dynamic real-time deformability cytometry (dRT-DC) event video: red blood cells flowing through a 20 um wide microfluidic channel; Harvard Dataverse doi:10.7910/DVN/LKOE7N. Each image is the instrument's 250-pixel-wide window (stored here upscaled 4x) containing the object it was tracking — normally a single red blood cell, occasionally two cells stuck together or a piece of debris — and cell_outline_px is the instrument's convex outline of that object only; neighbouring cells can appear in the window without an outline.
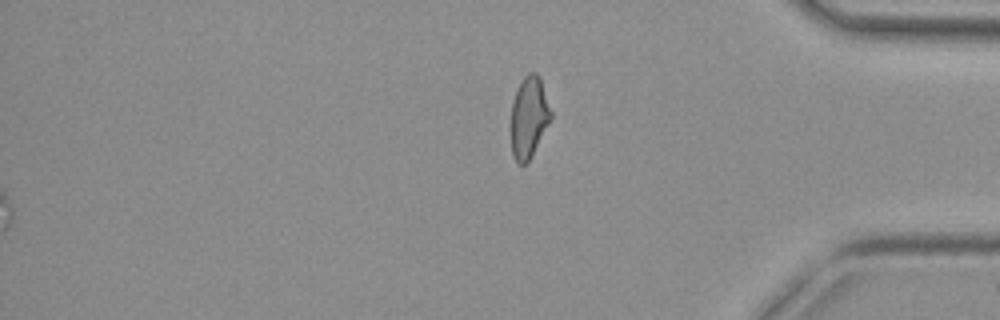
{"species": "common noctule bat (a hibernating species)", "species_latin": "Nyctalus noctula", "temperature_condition": "cold", "stored_images_in_passage": 48, "segment_of_instrument_passage": [2, 2], "camera_frame_rate_fps": 3000, "um_per_image_px": 0.085, "animal": {"sex": "female", "body_mass_g": 29.2, "forearm_length_mm": 56.3}, "frame": {"image": 1, "passage_image": 48, "time_ms": 15.667, "image_size_px": [1000, 320], "cell_outline_px": [[552, 116], [528, 160], [524, 164], [516, 164], [512, 156], [512, 100], [516, 88], [524, 76], [528, 72], [536, 72], [540, 76], [552, 112]], "centroid_in_image_um": [44.95, 9.89], "position_along_channel_um": 390.3, "area_um2": 18.67}}